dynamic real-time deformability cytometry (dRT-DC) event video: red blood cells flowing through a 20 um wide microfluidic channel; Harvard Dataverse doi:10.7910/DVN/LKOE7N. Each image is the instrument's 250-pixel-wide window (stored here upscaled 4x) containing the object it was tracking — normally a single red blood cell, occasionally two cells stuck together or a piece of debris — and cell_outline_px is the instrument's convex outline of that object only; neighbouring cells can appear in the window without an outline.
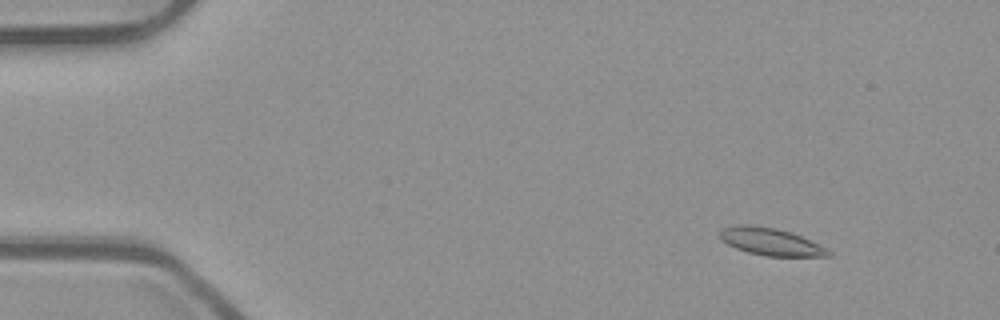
{"species": "common noctule bat (a hibernating species)", "species_latin": "Nyctalus noctula", "temperature_condition": "room temperature", "stored_images_in_passage": 53, "camera_frame_rate_fps": 3000, "um_per_image_px": 0.085, "animal": {"sex": "male", "body_mass_g": 23.1, "forearm_length_mm": 52.7}, "frame": {"image": 1, "passage_image": 6, "time_ms": 1.667, "image_size_px": [1000, 320], "cell_outline_px": [[832, 256], [764, 256], [748, 252], [736, 248], [720, 240], [720, 228], [736, 224], [752, 224], [776, 228], [792, 232], [832, 252]], "centroid_in_image_um": [65.43, 20.52], "position_along_channel_um": 19.6, "area_um2": 17.28}}
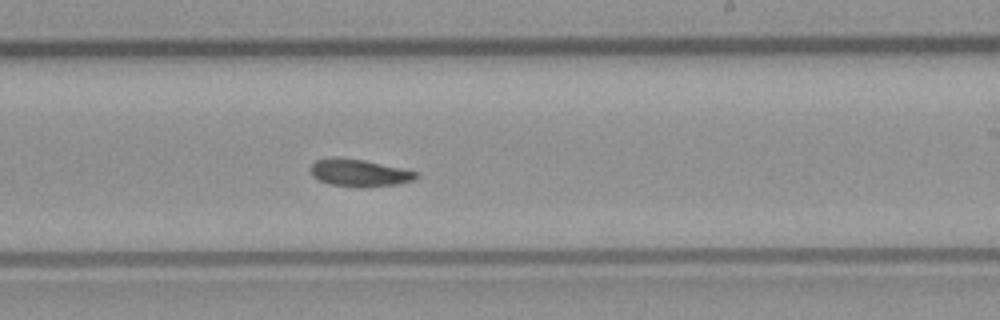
{"frame": {"image": 2, "passage_image": 32, "time_ms": 10.333, "image_size_px": [1000, 320], "cell_outline_px": [[420, 176], [416, 180], [400, 184], [356, 188], [332, 184], [320, 180], [312, 176], [312, 164], [316, 160], [332, 156], [336, 156], [364, 160], [420, 172]], "centroid_in_image_um": [30.6, 14.69], "position_along_channel_um": 258.4, "area_um2": 17.05}}
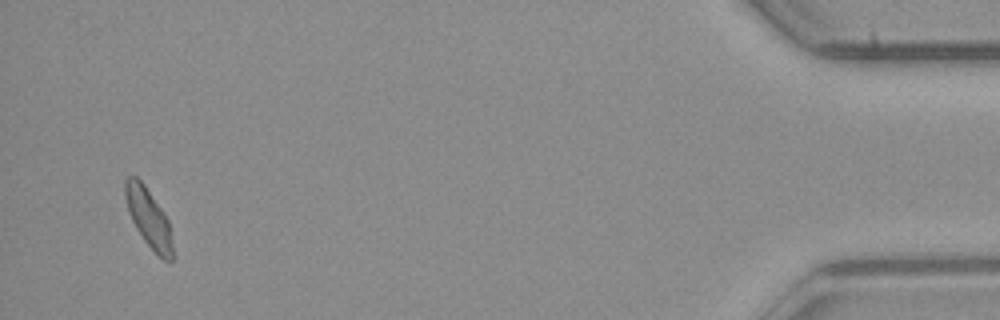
{"frame": {"image": 3, "passage_image": 51, "time_ms": 16.667, "image_size_px": [1000, 320], "cell_outline_px": [[172, 260], [164, 260], [144, 240], [136, 228], [128, 212], [124, 196], [124, 180], [128, 176], [136, 176], [144, 184], [168, 220], [172, 244]], "centroid_in_image_um": [12.58, 18.47], "position_along_channel_um": 422.6, "area_um2": 15.84}, "authors_computed_cell_mechanics": {"area_um2": 16.8776, "velocity_mm_per_s": 3.9226, "shape_relaxation_time_tau1_ms": 9.7278, "shape_relaxation_time_tau2_ms": 6.9737, "deformation_change_tau1": 0.1718, "deformation_change_tau2": 0.108}}